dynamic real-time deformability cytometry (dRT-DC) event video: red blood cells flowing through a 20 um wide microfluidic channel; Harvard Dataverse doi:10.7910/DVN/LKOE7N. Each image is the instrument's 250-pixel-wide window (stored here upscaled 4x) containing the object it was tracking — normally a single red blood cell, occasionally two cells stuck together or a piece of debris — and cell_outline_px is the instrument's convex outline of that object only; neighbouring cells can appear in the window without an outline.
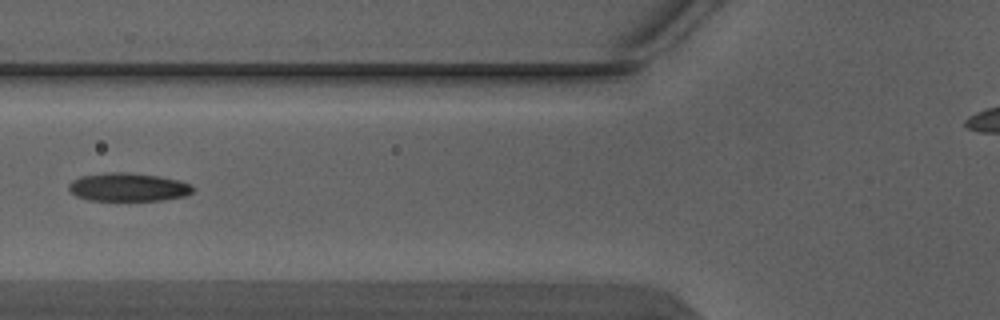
{"species": "Egyptian fruit bat (a non-hibernating species)", "species_latin": "Rousettus aegyptiacus", "temperature_condition": "warm", "stored_images_in_passage": 6, "camera_frame_rate_fps": 3000, "um_per_image_px": 0.085, "animal": {"sex": "male"}, "frame": {"image": 1, "passage_image": 5, "time_ms": 1.333, "image_size_px": [1000, 320], "cell_outline_px": [[196, 188], [192, 192], [184, 196], [164, 200], [88, 200], [76, 196], [68, 188], [68, 184], [72, 180], [80, 176], [108, 172], [132, 172], [160, 176], [180, 180], [192, 184]], "centroid_in_image_um": [10.92, 15.89], "position_along_channel_um": 114.9, "area_um2": 20.75}}